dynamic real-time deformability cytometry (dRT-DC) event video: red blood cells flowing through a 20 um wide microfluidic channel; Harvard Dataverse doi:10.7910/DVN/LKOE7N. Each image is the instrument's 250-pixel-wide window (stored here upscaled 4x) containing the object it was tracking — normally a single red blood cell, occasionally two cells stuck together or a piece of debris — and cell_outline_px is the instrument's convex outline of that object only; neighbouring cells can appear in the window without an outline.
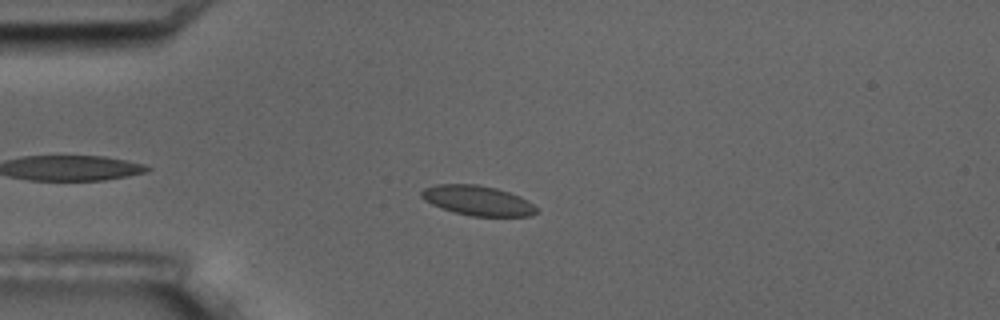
{"species": "common noctule bat (a hibernating species)", "species_latin": "Nyctalus noctula", "temperature_condition": "room temperature", "stored_images_in_passage": 13, "camera_frame_rate_fps": 3000, "um_per_image_px": 0.085, "animal": {"sex": "male", "body_mass_g": 17.5, "forearm_length_mm": 52.3}, "frame": {"image": 1, "passage_image": 3, "time_ms": 3.333, "image_size_px": [1000, 320], "cell_outline_px": [[536, 212], [532, 216], [472, 216], [452, 212], [432, 204], [424, 200], [420, 196], [420, 192], [424, 188], [436, 184], [476, 184], [496, 188], [520, 196], [532, 204], [536, 208]], "centroid_in_image_um": [40.56, 17.04], "position_along_channel_um": 44.4, "area_um2": 19.94}}
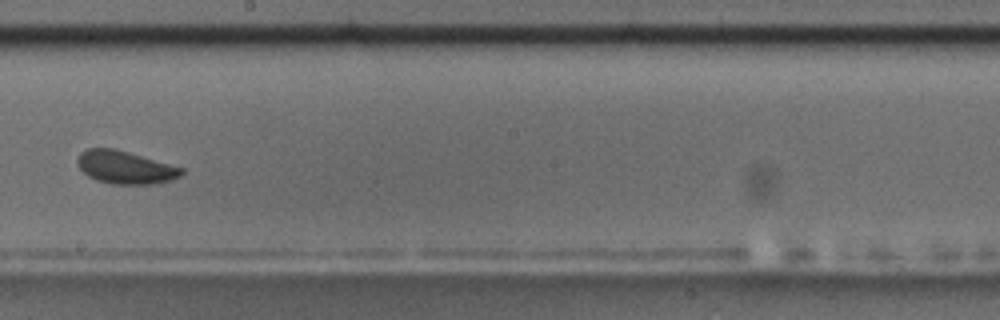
{"frame": {"image": 2, "passage_image": 8, "time_ms": 9.333, "image_size_px": [1000, 320], "cell_outline_px": [[184, 172], [180, 176], [172, 180], [152, 184], [112, 184], [96, 180], [88, 176], [76, 164], [76, 160], [80, 152], [88, 148], [112, 148], [128, 152], [184, 168]], "centroid_in_image_um": [10.63, 14.23], "position_along_channel_um": 237.6, "area_um2": 19.94}, "authors_computed_cell_mechanics": {"area_um2": 19.7676, "velocity_mm_per_s": 3.567, "shape_relaxation_time_tau1_ms": 3.1575, "shape_relaxation_time_tau2_ms": 0.7801, "deformation_change_tau1": 0.0512, "deformation_change_tau2": 0.0688}}